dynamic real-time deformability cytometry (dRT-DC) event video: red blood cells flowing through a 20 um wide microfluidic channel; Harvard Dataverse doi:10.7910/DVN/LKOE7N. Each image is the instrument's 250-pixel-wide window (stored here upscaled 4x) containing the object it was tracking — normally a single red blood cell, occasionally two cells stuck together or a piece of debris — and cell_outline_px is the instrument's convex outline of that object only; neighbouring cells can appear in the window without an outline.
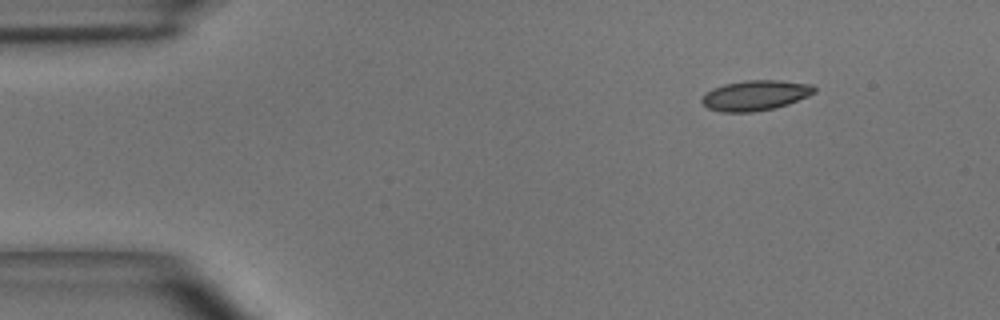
{"species": "common noctule bat (a hibernating species)", "species_latin": "Nyctalus noctula", "temperature_condition": "room temperature", "stored_images_in_passage": 38, "camera_frame_rate_fps": 3000, "um_per_image_px": 0.085, "animal": {"sex": "male", "body_mass_g": 15.6}, "frame": {"image": 1, "passage_image": 1, "time_ms": 0.0, "image_size_px": [1000, 320], "cell_outline_px": [[816, 92], [808, 96], [788, 104], [772, 108], [752, 112], [720, 112], [708, 108], [700, 100], [704, 92], [712, 88], [724, 84], [744, 80], [776, 80], [812, 84], [816, 88]], "centroid_in_image_um": [64.17, 8.1], "position_along_channel_um": 20.8, "area_um2": 19.88}}
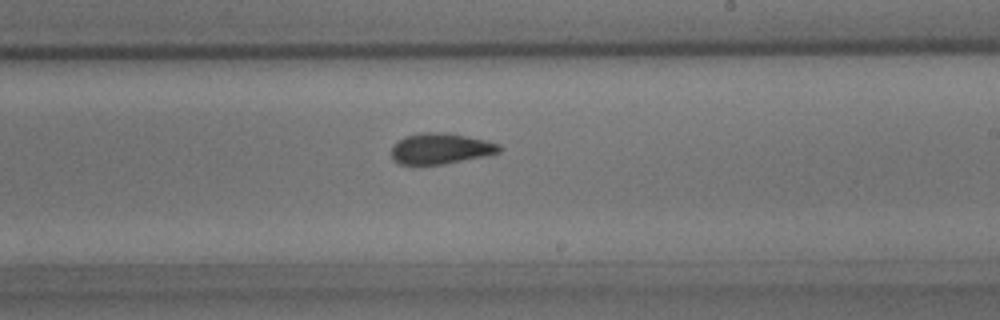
{"frame": {"image": 2, "passage_image": 24, "time_ms": 7.667, "image_size_px": [1000, 320], "cell_outline_px": [[500, 152], [484, 156], [444, 164], [400, 164], [392, 156], [392, 148], [400, 140], [408, 136], [420, 132], [448, 132], [484, 140], [500, 144]], "centroid_in_image_um": [37.48, 12.62], "position_along_channel_um": 251.5, "area_um2": 19.02}}
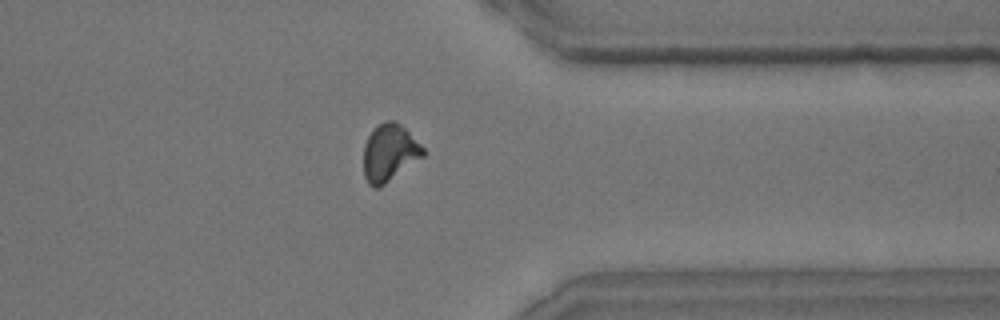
{"frame": {"image": 3, "passage_image": 34, "time_ms": 11.0, "image_size_px": [1000, 320], "cell_outline_px": [[424, 156], [380, 188], [376, 188], [368, 184], [364, 176], [364, 144], [368, 136], [380, 124], [388, 120], [396, 120], [424, 148]], "centroid_in_image_um": [33.1, 13.02], "position_along_channel_um": 378.3, "area_um2": 19.65}, "authors_computed_cell_mechanics": {"area_um2": 19.6809, "velocity_mm_per_s": 4.0103, "shape_relaxation_time_tau1_ms": 6.3452, "shape_relaxation_time_tau2_ms": 1.6391, "deformation_change_tau1": 0.1537, "deformation_change_tau2": 0.0806}}